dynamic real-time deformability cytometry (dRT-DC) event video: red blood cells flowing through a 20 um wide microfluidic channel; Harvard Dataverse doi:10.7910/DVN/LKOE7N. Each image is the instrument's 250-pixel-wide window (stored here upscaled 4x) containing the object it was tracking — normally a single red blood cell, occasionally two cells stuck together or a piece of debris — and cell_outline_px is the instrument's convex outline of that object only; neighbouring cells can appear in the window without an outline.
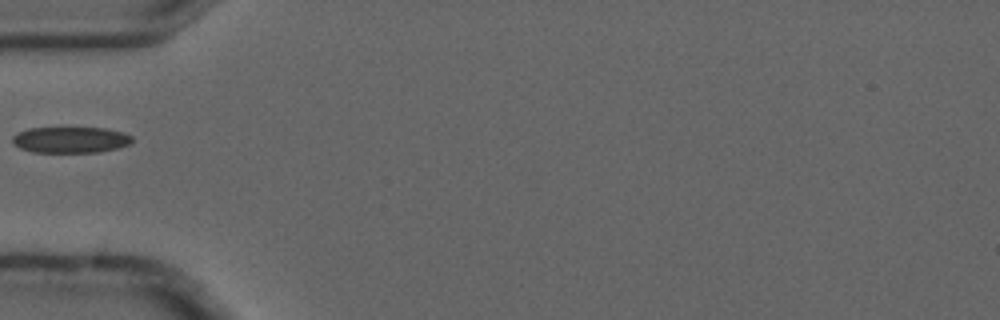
{"species": "common noctule bat (a hibernating species)", "species_latin": "Nyctalus noctula", "temperature_condition": "cold", "stored_images_in_passage": 7, "camera_frame_rate_fps": 3000, "um_per_image_px": 0.085, "animal": {"sex": "male", "forearm_length_mm": 52.5}, "frame": {"image": 1, "passage_image": 6, "time_ms": 1.667, "image_size_px": [1000, 320], "cell_outline_px": [[132, 140], [128, 144], [116, 148], [100, 152], [32, 152], [20, 148], [12, 140], [12, 136], [28, 128], [64, 124], [104, 128], [120, 132], [132, 136]], "centroid_in_image_um": [5.95, 11.82], "position_along_channel_um": 79.0, "area_um2": 19.02}}
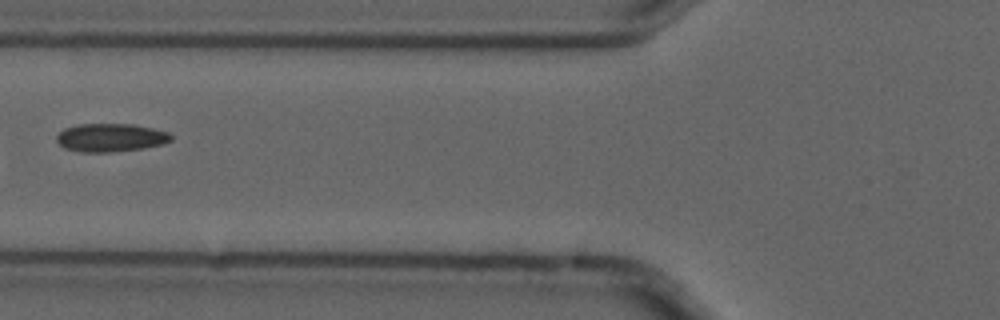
{"frame": {"image": 2, "passage_image": 7, "time_ms": 2.0, "image_size_px": [1000, 320], "cell_outline_px": [[172, 140], [164, 144], [144, 148], [112, 152], [80, 152], [64, 148], [56, 140], [56, 136], [64, 128], [76, 124], [132, 124], [152, 128], [168, 132], [172, 136]], "centroid_in_image_um": [9.4, 11.7], "position_along_channel_um": 116.4, "area_um2": 18.96}}